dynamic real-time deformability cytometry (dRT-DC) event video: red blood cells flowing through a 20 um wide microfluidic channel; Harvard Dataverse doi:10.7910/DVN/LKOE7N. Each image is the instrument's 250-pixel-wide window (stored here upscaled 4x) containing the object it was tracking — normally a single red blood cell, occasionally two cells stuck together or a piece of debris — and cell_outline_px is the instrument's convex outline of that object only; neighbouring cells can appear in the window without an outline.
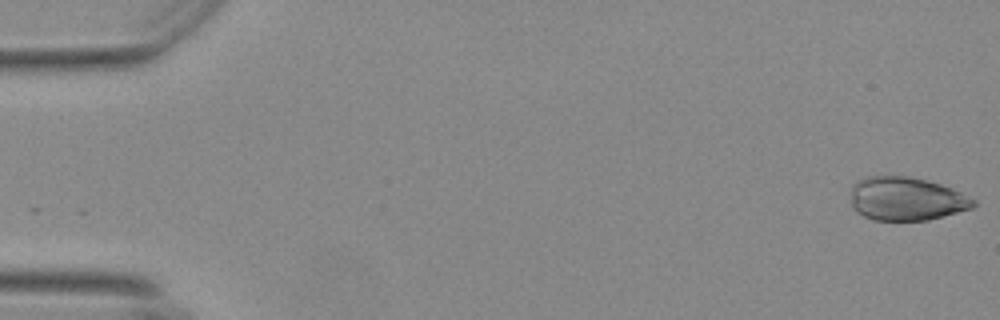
{"species": "Egyptian fruit bat (a non-hibernating species)", "species_latin": "Rousettus aegyptiacus", "temperature_condition": "warm", "stored_images_in_passage": 19, "camera_frame_rate_fps": 3000, "um_per_image_px": 0.085, "animal": {"sex": "female"}, "frame": {"image": 1, "passage_image": 1, "time_ms": 0.0, "image_size_px": [1000, 320], "cell_outline_px": [[976, 204], [972, 208], [928, 220], [876, 220], [864, 216], [856, 212], [852, 208], [852, 184], [868, 176], [908, 176], [940, 184], [960, 192], [976, 200]], "centroid_in_image_um": [77.03, 16.9], "position_along_channel_um": 8.0, "area_um2": 30.87}}
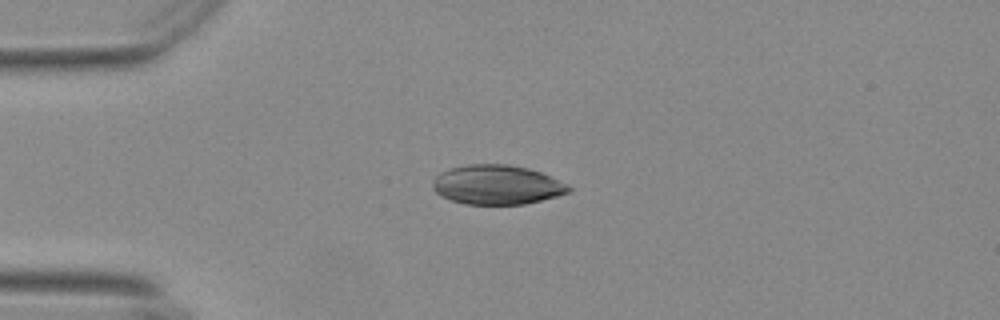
{"frame": {"image": 2, "passage_image": 14, "time_ms": 4.333, "image_size_px": [1000, 320], "cell_outline_px": [[572, 192], [524, 204], [464, 204], [440, 196], [432, 188], [432, 180], [440, 172], [452, 168], [468, 164], [508, 164], [528, 168], [540, 172], [568, 184], [572, 188]], "centroid_in_image_um": [42.23, 15.7], "position_along_channel_um": 42.8, "area_um2": 31.27}}